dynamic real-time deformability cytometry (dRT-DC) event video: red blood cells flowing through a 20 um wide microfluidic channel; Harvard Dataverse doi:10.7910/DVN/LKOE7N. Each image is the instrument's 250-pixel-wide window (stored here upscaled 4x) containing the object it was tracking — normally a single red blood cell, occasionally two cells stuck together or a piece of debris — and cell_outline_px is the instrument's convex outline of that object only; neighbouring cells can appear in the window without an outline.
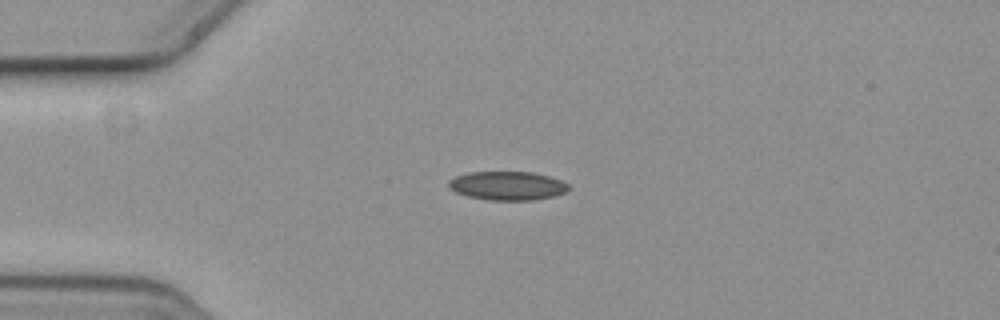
{"species": "common noctule bat (a hibernating species)", "species_latin": "Nyctalus noctula", "temperature_condition": "cold", "stored_images_in_passage": 3, "camera_frame_rate_fps": 3000, "um_per_image_px": 0.085, "animal": {"sex": "female", "body_mass_g": 19.3, "forearm_length_mm": 54.1}, "frame": {"image": 1, "passage_image": 1, "time_ms": 0.0, "image_size_px": [1000, 320], "cell_outline_px": [[572, 188], [568, 192], [552, 196], [532, 200], [488, 200], [468, 196], [456, 192], [448, 184], [448, 180], [456, 176], [468, 172], [532, 172], [548, 176], [560, 180], [568, 184]], "centroid_in_image_um": [43.16, 15.78], "position_along_channel_um": 41.8, "area_um2": 20.06}}